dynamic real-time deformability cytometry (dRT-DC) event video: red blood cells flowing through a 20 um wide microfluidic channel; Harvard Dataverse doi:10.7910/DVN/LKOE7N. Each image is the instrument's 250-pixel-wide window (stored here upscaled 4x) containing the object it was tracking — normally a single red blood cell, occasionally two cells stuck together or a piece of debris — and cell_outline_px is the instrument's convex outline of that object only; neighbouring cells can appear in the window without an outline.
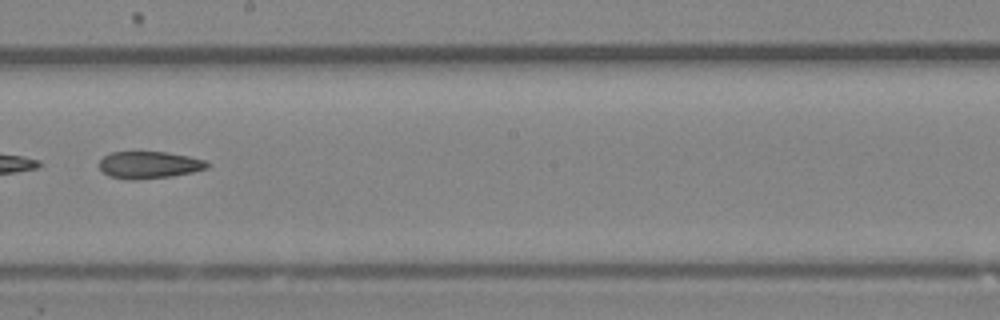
{"species": "Egyptian fruit bat (a non-hibernating species)", "species_latin": "Rousettus aegyptiacus", "temperature_condition": "room temperature", "stored_images_in_passage": 32, "camera_frame_rate_fps": 3000, "um_per_image_px": 0.085, "animal": {"sex": "female"}, "frame": {"image": 1, "passage_image": 14, "time_ms": 4.333, "image_size_px": [1000, 320], "cell_outline_px": [[212, 164], [208, 168], [192, 172], [172, 176], [136, 180], [132, 180], [108, 176], [100, 168], [100, 160], [104, 156], [112, 152], [168, 152], [208, 160]], "centroid_in_image_um": [12.74, 14.02], "position_along_channel_um": 235.5, "area_um2": 17.17}}
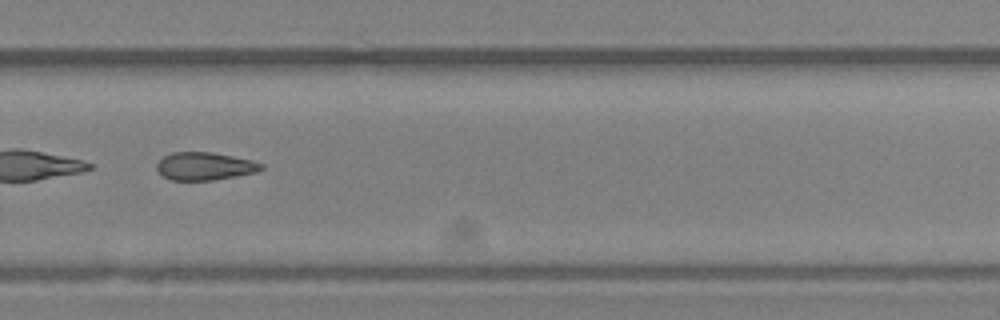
{"frame": {"image": 2, "passage_image": 19, "time_ms": 6.0, "image_size_px": [1000, 320], "cell_outline_px": [[264, 168], [256, 172], [212, 180], [172, 180], [164, 176], [156, 168], [156, 164], [164, 156], [172, 152], [212, 152], [252, 160], [264, 164]], "centroid_in_image_um": [17.41, 14.12], "position_along_channel_um": 312.4, "area_um2": 16.82}}